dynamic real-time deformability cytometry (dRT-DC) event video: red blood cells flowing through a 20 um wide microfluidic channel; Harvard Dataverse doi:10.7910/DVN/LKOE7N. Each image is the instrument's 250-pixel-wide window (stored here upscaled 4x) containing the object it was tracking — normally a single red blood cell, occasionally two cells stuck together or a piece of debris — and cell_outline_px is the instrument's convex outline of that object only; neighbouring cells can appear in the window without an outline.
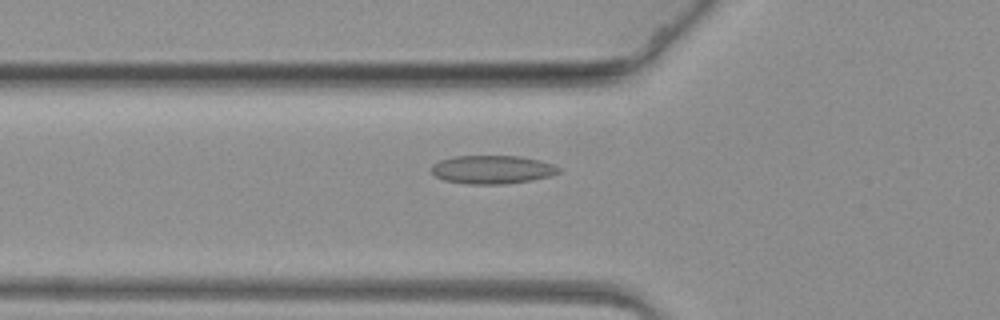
{"species": "common noctule bat (a hibernating species)", "species_latin": "Nyctalus noctula", "temperature_condition": "warm", "stored_images_in_passage": 47, "camera_frame_rate_fps": 3000, "um_per_image_px": 0.085, "animal": {"sex": "female", "body_mass_g": 19.3, "forearm_length_mm": 54.1}, "frame": {"image": 1, "passage_image": 12, "time_ms": 3.667, "image_size_px": [1000, 320], "cell_outline_px": [[560, 172], [548, 176], [532, 180], [500, 184], [468, 184], [444, 180], [436, 176], [432, 172], [432, 164], [440, 160], [456, 156], [520, 156], [540, 160], [552, 164], [560, 168]], "centroid_in_image_um": [41.84, 14.41], "position_along_channel_um": 84.0, "area_um2": 20.92}}
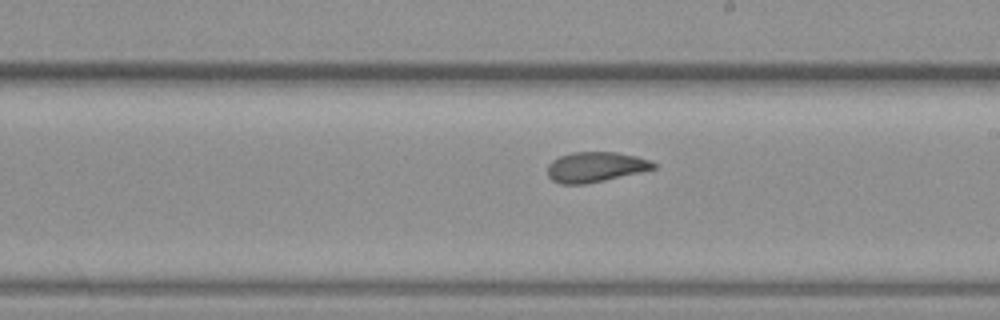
{"frame": {"image": 2, "passage_image": 26, "time_ms": 8.333, "image_size_px": [1000, 320], "cell_outline_px": [[656, 168], [604, 180], [584, 184], [560, 184], [552, 180], [548, 176], [548, 164], [552, 160], [560, 156], [572, 152], [616, 152], [636, 156], [648, 160], [656, 164]], "centroid_in_image_um": [50.57, 14.19], "position_along_channel_um": 238.4, "area_um2": 18.44}}
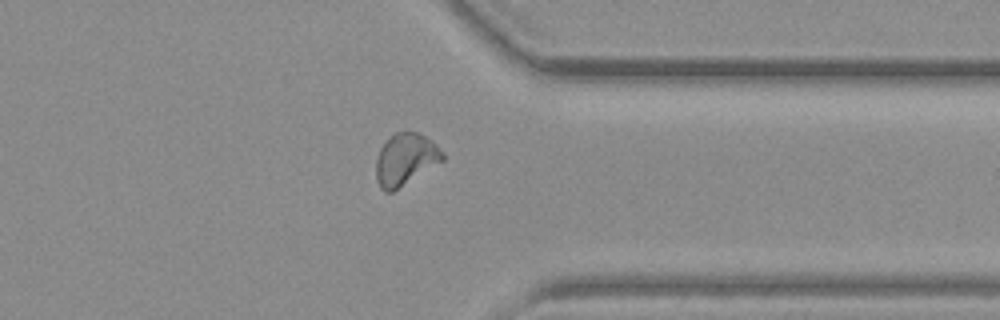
{"frame": {"image": 3, "passage_image": 39, "time_ms": 12.667, "image_size_px": [1000, 320], "cell_outline_px": [[444, 160], [392, 192], [384, 192], [380, 188], [376, 180], [376, 160], [380, 148], [388, 136], [404, 128], [416, 132], [432, 140], [444, 152]], "centroid_in_image_um": [34.45, 13.51], "position_along_channel_um": 377.0, "area_um2": 20.46}}